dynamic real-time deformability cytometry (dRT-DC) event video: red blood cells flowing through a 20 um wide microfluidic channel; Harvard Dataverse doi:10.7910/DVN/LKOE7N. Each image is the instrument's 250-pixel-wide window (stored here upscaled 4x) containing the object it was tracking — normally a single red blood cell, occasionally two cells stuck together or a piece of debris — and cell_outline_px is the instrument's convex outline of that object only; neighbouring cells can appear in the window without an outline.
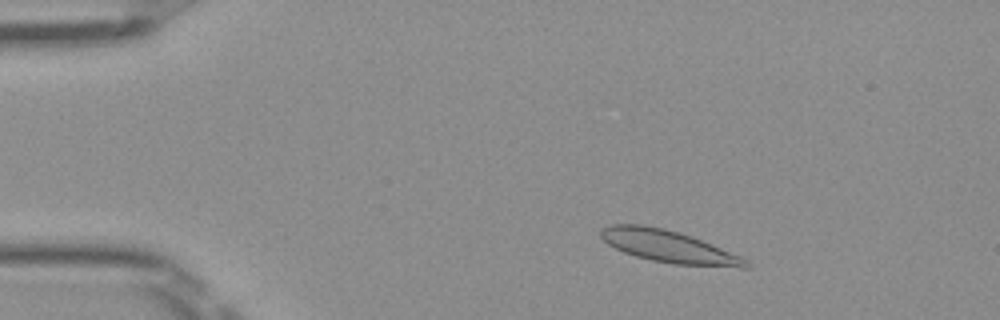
{"species": "Egyptian fruit bat (a non-hibernating species)", "species_latin": "Rousettus aegyptiacus", "temperature_condition": "room temperature", "stored_images_in_passage": 49, "camera_frame_rate_fps": 3000, "um_per_image_px": 0.085, "frame": {"image": 1, "passage_image": 7, "time_ms": 2.0, "image_size_px": [1000, 320], "cell_outline_px": [[752, 268], [740, 268], [672, 264], [652, 260], [636, 256], [624, 252], [608, 244], [600, 236], [600, 228], [612, 224], [640, 224], [664, 228], [712, 244], [740, 256], [748, 260], [752, 264]], "centroid_in_image_um": [56.86, 20.97], "position_along_channel_um": 28.1, "area_um2": 27.17}}
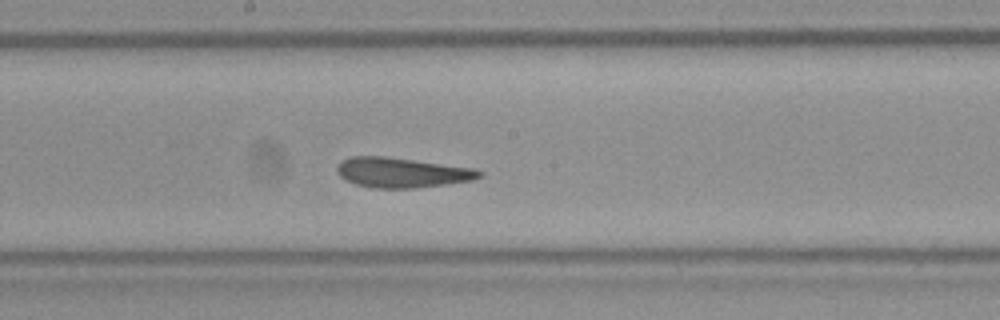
{"frame": {"image": 2, "passage_image": 26, "time_ms": 8.333, "image_size_px": [1000, 320], "cell_outline_px": [[484, 176], [472, 180], [416, 188], [372, 188], [356, 184], [340, 176], [336, 172], [336, 168], [340, 160], [352, 156], [384, 156], [476, 168], [484, 172]], "centroid_in_image_um": [34.17, 14.66], "position_along_channel_um": 214.0, "area_um2": 24.97}}
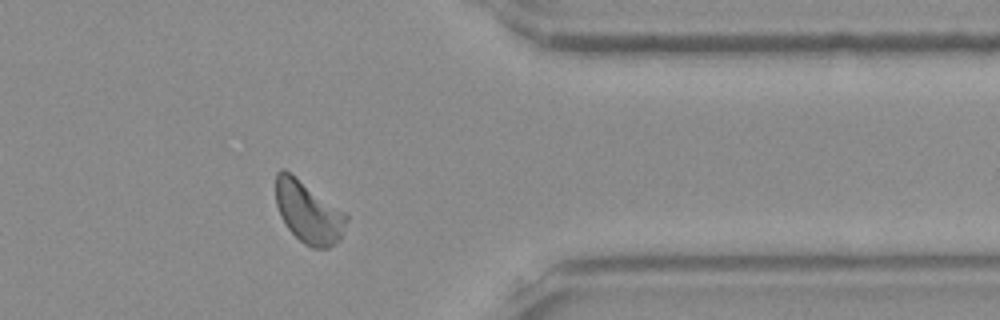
{"frame": {"image": 3, "passage_image": 40, "time_ms": 13.0, "image_size_px": [1000, 320], "cell_outline_px": [[348, 220], [340, 240], [328, 248], [312, 248], [304, 244], [288, 228], [280, 216], [276, 204], [276, 172], [280, 168], [284, 168], [344, 212], [348, 216]], "centroid_in_image_um": [26.2, 18.05], "position_along_channel_um": 385.2, "area_um2": 25.2}, "authors_computed_cell_mechanics": {"area_um2": 25.0274, "velocity_mm_per_s": 3.9564, "shape_relaxation_time_tau1_ms": null, "shape_relaxation_time_tau2_ms": 2.0441, "deformation_change_tau1": null, "deformation_change_tau2": 0.081}}